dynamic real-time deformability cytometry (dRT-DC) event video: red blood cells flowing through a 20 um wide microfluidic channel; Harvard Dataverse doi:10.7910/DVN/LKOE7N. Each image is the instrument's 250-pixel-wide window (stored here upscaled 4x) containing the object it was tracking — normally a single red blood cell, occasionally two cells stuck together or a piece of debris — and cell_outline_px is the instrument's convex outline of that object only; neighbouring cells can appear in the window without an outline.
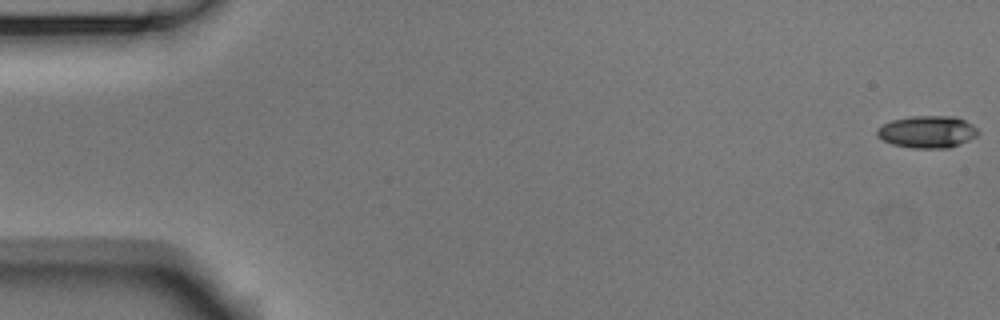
{"species": "Egyptian fruit bat (a non-hibernating species)", "species_latin": "Rousettus aegyptiacus", "temperature_condition": "room temperature", "stored_images_in_passage": 54, "camera_frame_rate_fps": 3000, "um_per_image_px": 0.085, "animal": {"sex": "male"}, "frame": {"image": 1, "passage_image": 1, "time_ms": 0.0, "image_size_px": [1000, 320], "cell_outline_px": [[980, 132], [976, 136], [960, 144], [948, 148], [912, 148], [892, 144], [876, 136], [876, 128], [892, 120], [912, 116], [956, 116], [972, 124]], "centroid_in_image_um": [78.82, 11.2], "position_along_channel_um": 6.2, "area_um2": 18.96}}
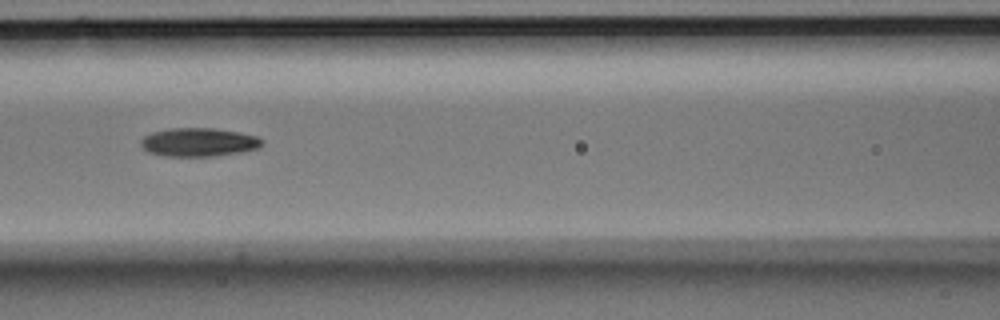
{"frame": {"image": 2, "passage_image": 24, "time_ms": 7.667, "image_size_px": [1000, 320], "cell_outline_px": [[264, 144], [260, 148], [244, 152], [216, 156], [168, 156], [148, 152], [140, 144], [140, 140], [144, 136], [152, 132], [172, 128], [212, 128], [236, 132], [256, 136], [264, 140]], "centroid_in_image_um": [16.93, 12.09], "position_along_channel_um": 149.7, "area_um2": 20.23}}
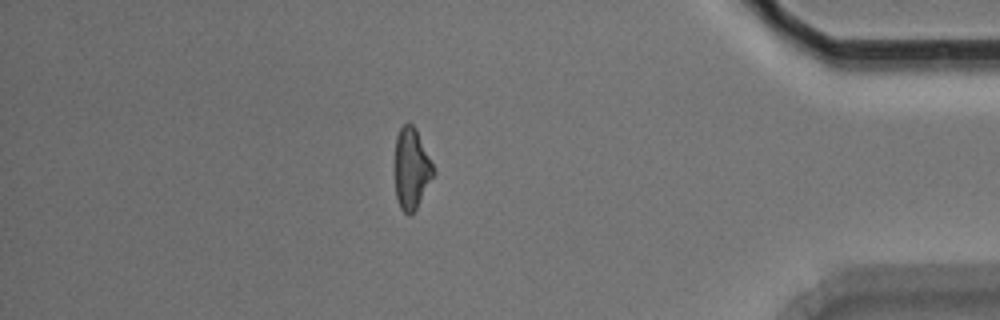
{"frame": {"image": 3, "passage_image": 47, "time_ms": 15.333, "image_size_px": [1000, 320], "cell_outline_px": [[436, 172], [416, 208], [408, 216], [400, 208], [396, 196], [396, 136], [400, 128], [404, 124], [412, 124], [416, 128]], "centroid_in_image_um": [34.99, 14.33], "position_along_channel_um": 400.2, "area_um2": 17.86}, "authors_computed_cell_mechanics": {"area_um2": 19.074, "velocity_mm_per_s": 3.7671, "shape_relaxation_time_tau1_ms": 5.4596, "shape_relaxation_time_tau2_ms": 3.9774, "deformation_change_tau1": 0.1561, "deformation_change_tau2": 0.1263}}